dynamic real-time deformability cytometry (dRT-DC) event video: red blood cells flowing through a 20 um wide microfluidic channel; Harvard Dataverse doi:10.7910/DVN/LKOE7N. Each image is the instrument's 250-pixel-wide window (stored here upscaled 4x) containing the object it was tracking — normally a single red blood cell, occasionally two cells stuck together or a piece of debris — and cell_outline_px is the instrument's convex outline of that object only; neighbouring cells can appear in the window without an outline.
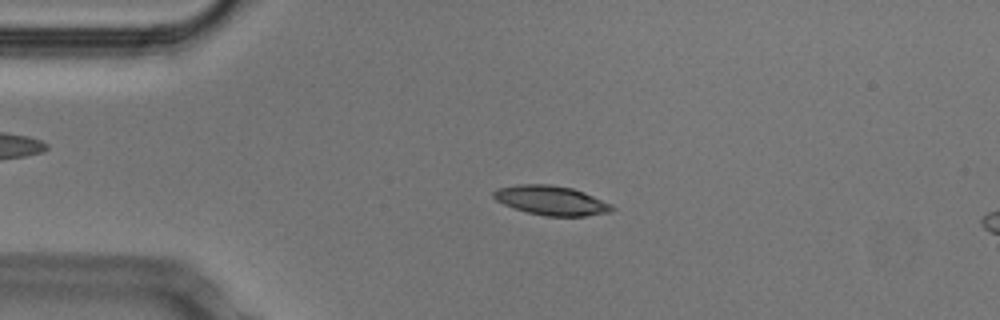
{"species": "Egyptian fruit bat (a non-hibernating species)", "species_latin": "Rousettus aegyptiacus", "temperature_condition": "cold", "stored_images_in_passage": 52, "camera_frame_rate_fps": 3000, "um_per_image_px": 0.085, "animal": {"sex": "male"}, "frame": {"image": 1, "passage_image": 11, "time_ms": 3.333, "image_size_px": [1000, 320], "cell_outline_px": [[616, 208], [608, 212], [584, 216], [544, 216], [528, 212], [504, 204], [496, 200], [492, 196], [492, 192], [496, 188], [516, 184], [548, 184], [572, 188], [584, 192], [612, 204]], "centroid_in_image_um": [46.84, 17.02], "position_along_channel_um": 38.2, "area_um2": 20.23}}
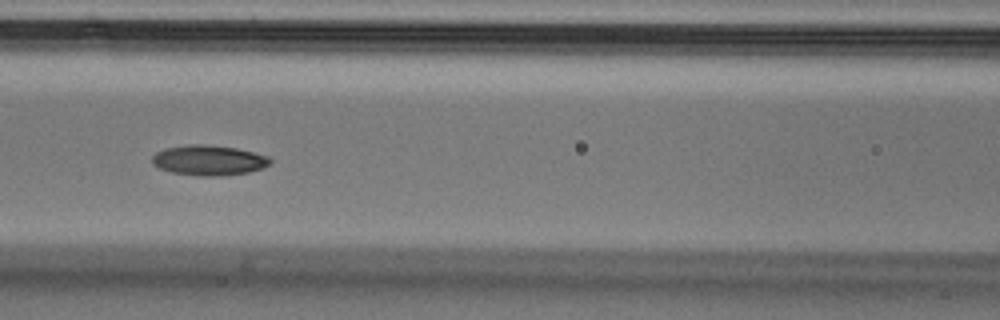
{"frame": {"image": 2, "passage_image": 22, "time_ms": 7.0, "image_size_px": [1000, 320], "cell_outline_px": [[272, 164], [264, 168], [248, 172], [224, 176], [200, 176], [172, 172], [160, 168], [152, 164], [152, 156], [156, 152], [164, 148], [192, 144], [204, 144], [236, 148], [268, 156], [272, 160]], "centroid_in_image_um": [17.77, 13.63], "position_along_channel_um": 148.8, "area_um2": 20.87}}
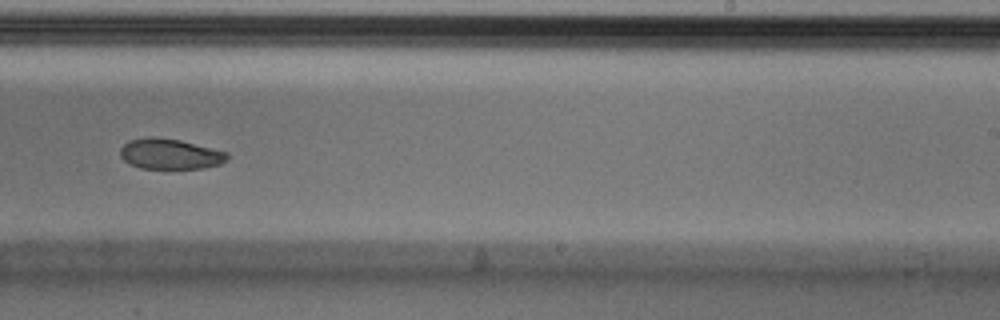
{"frame": {"image": 3, "passage_image": 32, "time_ms": 10.333, "image_size_px": [1000, 320], "cell_outline_px": [[228, 160], [220, 164], [204, 168], [140, 168], [124, 160], [120, 156], [120, 148], [128, 140], [152, 136], [180, 140], [228, 152]], "centroid_in_image_um": [14.46, 13.08], "position_along_channel_um": 274.5, "area_um2": 18.96}, "authors_computed_cell_mechanics": {"area_um2": 20.2589, "velocity_mm_per_s": 3.7881, "shape_relaxation_time_tau1_ms": 3.0241, "shape_relaxation_time_tau2_ms": 4.7015, "deformation_change_tau1": 0.1275, "deformation_change_tau2": 0.0657}}